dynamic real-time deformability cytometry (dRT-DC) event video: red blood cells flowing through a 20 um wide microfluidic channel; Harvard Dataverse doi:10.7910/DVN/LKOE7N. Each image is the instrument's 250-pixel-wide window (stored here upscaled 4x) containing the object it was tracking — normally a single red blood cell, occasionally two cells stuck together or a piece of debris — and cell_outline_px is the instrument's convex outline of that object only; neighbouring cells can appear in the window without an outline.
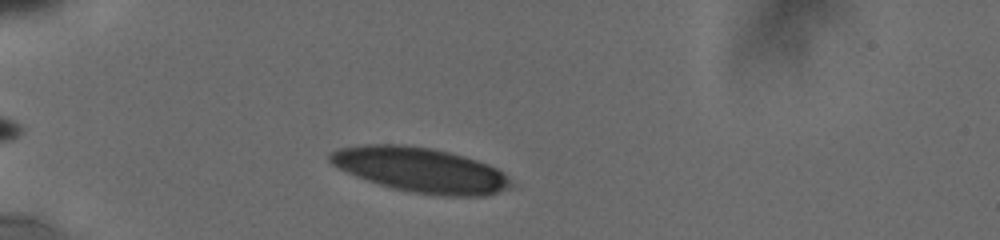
{"species": "human", "species_latin": "Homo sapiens", "temperature_condition": "cold", "stored_images_in_passage": 12, "camera_frame_rate_fps": 3000, "um_per_image_px": 0.085, "donor": {"sex": "male"}, "frame": {"image": 1, "passage_image": 2, "time_ms": 0.667, "image_size_px": [1000, 240], "cell_outline_px": [[516, 184], [508, 188], [488, 196], [440, 196], [408, 192], [392, 188], [356, 176], [332, 164], [328, 160], [328, 152], [340, 148], [364, 144], [404, 144], [432, 148], [464, 156], [488, 164], [504, 172]], "centroid_in_image_um": [35.78, 14.45], "position_along_channel_um": 49.2, "area_um2": 47.57}}
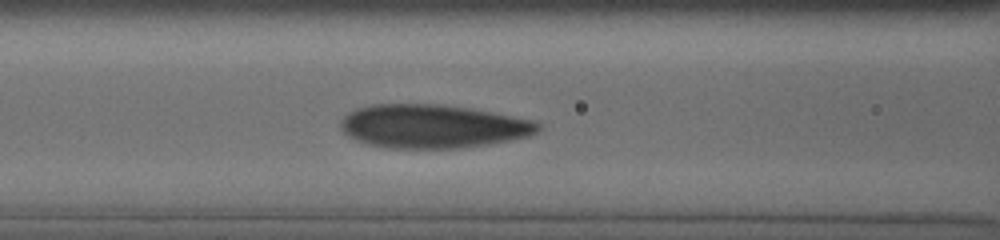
{"frame": {"image": 2, "passage_image": 7, "time_ms": 3.667, "image_size_px": [1000, 240], "cell_outline_px": [[540, 128], [536, 132], [528, 136], [488, 144], [460, 148], [388, 148], [368, 144], [356, 140], [348, 136], [340, 128], [340, 120], [348, 112], [356, 108], [372, 104], [440, 104], [468, 108], [532, 120], [540, 124]], "centroid_in_image_um": [36.71, 10.73], "position_along_channel_um": 129.9, "area_um2": 49.88}}
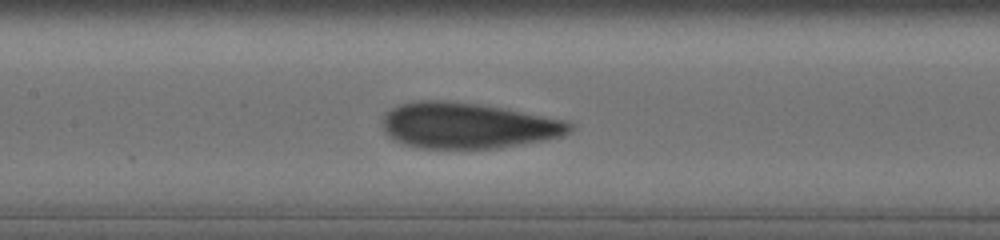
{"frame": {"image": 3, "passage_image": 10, "time_ms": 4.667, "image_size_px": [1000, 240], "cell_outline_px": [[572, 128], [564, 136], [520, 144], [496, 148], [420, 148], [404, 144], [388, 136], [384, 132], [380, 124], [380, 120], [392, 108], [400, 104], [416, 100], [444, 100], [476, 104], [500, 108], [564, 120], [572, 124]], "centroid_in_image_um": [39.68, 10.67], "position_along_channel_um": 167.7, "area_um2": 49.59}}